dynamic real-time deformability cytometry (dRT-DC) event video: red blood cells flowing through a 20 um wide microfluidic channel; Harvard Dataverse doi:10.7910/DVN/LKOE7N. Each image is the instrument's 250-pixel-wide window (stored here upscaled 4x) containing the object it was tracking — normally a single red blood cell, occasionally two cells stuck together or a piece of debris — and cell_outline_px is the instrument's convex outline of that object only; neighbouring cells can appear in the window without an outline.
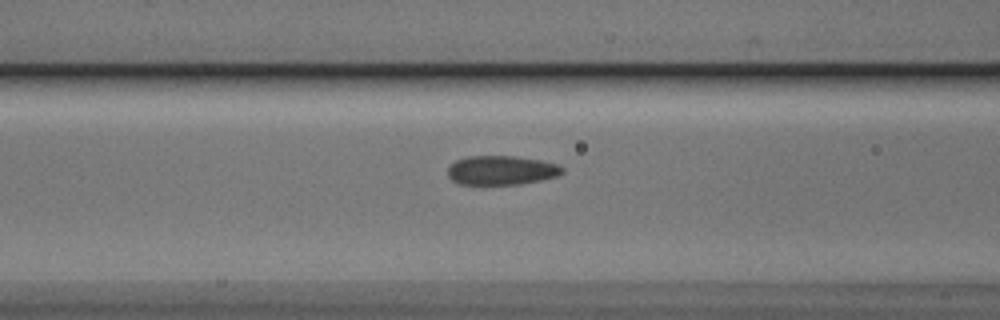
{"species": "Egyptian fruit bat (a non-hibernating species)", "species_latin": "Rousettus aegyptiacus", "temperature_condition": "cold", "stored_images_in_passage": 36, "camera_frame_rate_fps": 3000, "um_per_image_px": 0.085, "animal": {"sex": "male"}, "frame": {"image": 1, "passage_image": 11, "time_ms": 3.333, "image_size_px": [1000, 320], "cell_outline_px": [[564, 172], [560, 176], [520, 184], [460, 184], [452, 180], [448, 176], [448, 168], [456, 160], [468, 156], [516, 156], [540, 160], [560, 164], [564, 168]], "centroid_in_image_um": [42.67, 14.47], "position_along_channel_um": 123.9, "area_um2": 19.59}}
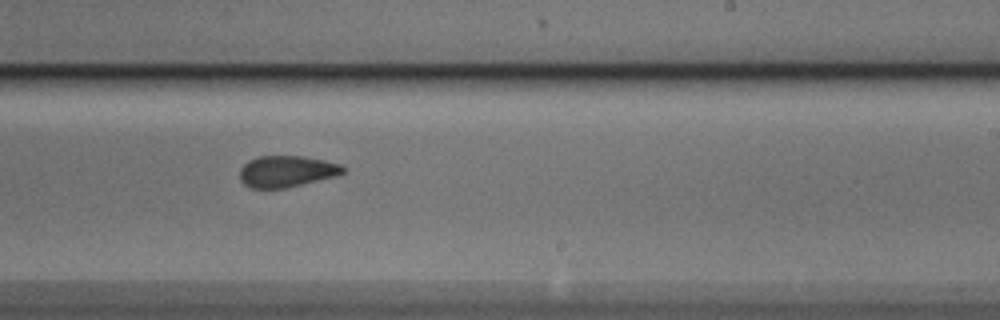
{"frame": {"image": 2, "passage_image": 22, "time_ms": 7.0, "image_size_px": [1000, 320], "cell_outline_px": [[348, 168], [344, 172], [336, 176], [284, 188], [252, 188], [244, 184], [240, 180], [240, 168], [248, 160], [260, 156], [300, 156], [324, 160], [344, 164]], "centroid_in_image_um": [24.39, 14.56], "position_along_channel_um": 264.6, "area_um2": 18.96}}
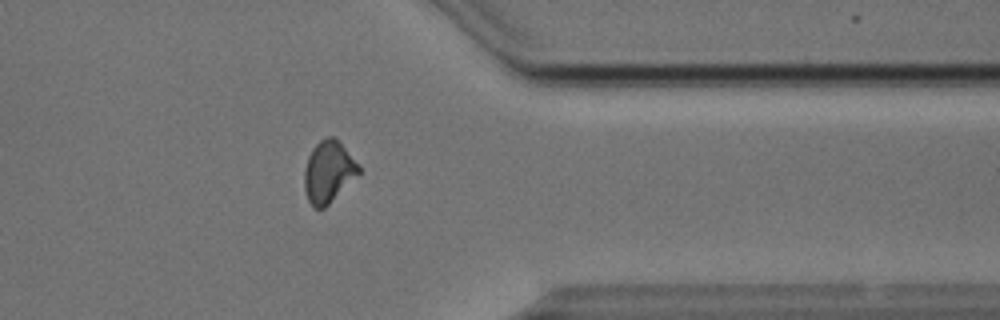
{"frame": {"image": 3, "passage_image": 32, "time_ms": 10.333, "image_size_px": [1000, 320], "cell_outline_px": [[360, 172], [324, 208], [312, 208], [308, 200], [304, 188], [304, 168], [308, 156], [312, 148], [320, 140], [328, 136], [332, 136], [360, 164]], "centroid_in_image_um": [27.89, 14.6], "position_along_channel_um": 383.5, "area_um2": 19.31}, "authors_computed_cell_mechanics": {"area_um2": 19.5942, "velocity_mm_per_s": 3.8428, "shape_relaxation_time_tau1_ms": null, "shape_relaxation_time_tau2_ms": 1.6001, "deformation_change_tau1": null, "deformation_change_tau2": 0.0615}}